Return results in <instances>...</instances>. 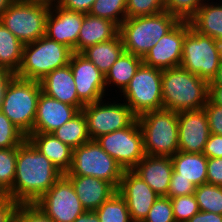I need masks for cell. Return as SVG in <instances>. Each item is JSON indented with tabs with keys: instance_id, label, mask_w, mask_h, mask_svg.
Masks as SVG:
<instances>
[{
	"instance_id": "obj_23",
	"label": "cell",
	"mask_w": 222,
	"mask_h": 222,
	"mask_svg": "<svg viewBox=\"0 0 222 222\" xmlns=\"http://www.w3.org/2000/svg\"><path fill=\"white\" fill-rule=\"evenodd\" d=\"M119 35V26L108 19L84 14L77 41V53L95 44L112 40Z\"/></svg>"
},
{
	"instance_id": "obj_35",
	"label": "cell",
	"mask_w": 222,
	"mask_h": 222,
	"mask_svg": "<svg viewBox=\"0 0 222 222\" xmlns=\"http://www.w3.org/2000/svg\"><path fill=\"white\" fill-rule=\"evenodd\" d=\"M17 147L0 149V183L8 191L14 183Z\"/></svg>"
},
{
	"instance_id": "obj_4",
	"label": "cell",
	"mask_w": 222,
	"mask_h": 222,
	"mask_svg": "<svg viewBox=\"0 0 222 222\" xmlns=\"http://www.w3.org/2000/svg\"><path fill=\"white\" fill-rule=\"evenodd\" d=\"M41 92L39 81L13 75L2 94L0 111L26 136L33 130Z\"/></svg>"
},
{
	"instance_id": "obj_41",
	"label": "cell",
	"mask_w": 222,
	"mask_h": 222,
	"mask_svg": "<svg viewBox=\"0 0 222 222\" xmlns=\"http://www.w3.org/2000/svg\"><path fill=\"white\" fill-rule=\"evenodd\" d=\"M196 185L190 180L177 178V173L173 170L171 181L169 183L167 197L173 198L194 194Z\"/></svg>"
},
{
	"instance_id": "obj_2",
	"label": "cell",
	"mask_w": 222,
	"mask_h": 222,
	"mask_svg": "<svg viewBox=\"0 0 222 222\" xmlns=\"http://www.w3.org/2000/svg\"><path fill=\"white\" fill-rule=\"evenodd\" d=\"M163 109L201 110L209 99V82L182 67L162 70Z\"/></svg>"
},
{
	"instance_id": "obj_38",
	"label": "cell",
	"mask_w": 222,
	"mask_h": 222,
	"mask_svg": "<svg viewBox=\"0 0 222 222\" xmlns=\"http://www.w3.org/2000/svg\"><path fill=\"white\" fill-rule=\"evenodd\" d=\"M165 11L164 0H126V18L154 15Z\"/></svg>"
},
{
	"instance_id": "obj_16",
	"label": "cell",
	"mask_w": 222,
	"mask_h": 222,
	"mask_svg": "<svg viewBox=\"0 0 222 222\" xmlns=\"http://www.w3.org/2000/svg\"><path fill=\"white\" fill-rule=\"evenodd\" d=\"M117 192L126 201L132 222H143L159 197L133 170H124Z\"/></svg>"
},
{
	"instance_id": "obj_34",
	"label": "cell",
	"mask_w": 222,
	"mask_h": 222,
	"mask_svg": "<svg viewBox=\"0 0 222 222\" xmlns=\"http://www.w3.org/2000/svg\"><path fill=\"white\" fill-rule=\"evenodd\" d=\"M207 0H164L165 11L179 21L189 22Z\"/></svg>"
},
{
	"instance_id": "obj_43",
	"label": "cell",
	"mask_w": 222,
	"mask_h": 222,
	"mask_svg": "<svg viewBox=\"0 0 222 222\" xmlns=\"http://www.w3.org/2000/svg\"><path fill=\"white\" fill-rule=\"evenodd\" d=\"M207 184L222 187V157L207 158Z\"/></svg>"
},
{
	"instance_id": "obj_27",
	"label": "cell",
	"mask_w": 222,
	"mask_h": 222,
	"mask_svg": "<svg viewBox=\"0 0 222 222\" xmlns=\"http://www.w3.org/2000/svg\"><path fill=\"white\" fill-rule=\"evenodd\" d=\"M142 63V58L124 51L105 75L107 95L109 91H112L111 87L115 88L113 89L115 93L120 94L129 84Z\"/></svg>"
},
{
	"instance_id": "obj_40",
	"label": "cell",
	"mask_w": 222,
	"mask_h": 222,
	"mask_svg": "<svg viewBox=\"0 0 222 222\" xmlns=\"http://www.w3.org/2000/svg\"><path fill=\"white\" fill-rule=\"evenodd\" d=\"M16 222H53L35 204H20L16 212Z\"/></svg>"
},
{
	"instance_id": "obj_42",
	"label": "cell",
	"mask_w": 222,
	"mask_h": 222,
	"mask_svg": "<svg viewBox=\"0 0 222 222\" xmlns=\"http://www.w3.org/2000/svg\"><path fill=\"white\" fill-rule=\"evenodd\" d=\"M203 109L207 114L210 132L222 135V106H218L208 99Z\"/></svg>"
},
{
	"instance_id": "obj_11",
	"label": "cell",
	"mask_w": 222,
	"mask_h": 222,
	"mask_svg": "<svg viewBox=\"0 0 222 222\" xmlns=\"http://www.w3.org/2000/svg\"><path fill=\"white\" fill-rule=\"evenodd\" d=\"M219 66L217 41L199 34L189 22V31L183 41L180 67L210 82Z\"/></svg>"
},
{
	"instance_id": "obj_54",
	"label": "cell",
	"mask_w": 222,
	"mask_h": 222,
	"mask_svg": "<svg viewBox=\"0 0 222 222\" xmlns=\"http://www.w3.org/2000/svg\"><path fill=\"white\" fill-rule=\"evenodd\" d=\"M8 191L3 187V185L0 183V201H4L6 199H9Z\"/></svg>"
},
{
	"instance_id": "obj_26",
	"label": "cell",
	"mask_w": 222,
	"mask_h": 222,
	"mask_svg": "<svg viewBox=\"0 0 222 222\" xmlns=\"http://www.w3.org/2000/svg\"><path fill=\"white\" fill-rule=\"evenodd\" d=\"M213 1L207 0L203 3L189 22L199 34L217 41L222 39V1Z\"/></svg>"
},
{
	"instance_id": "obj_1",
	"label": "cell",
	"mask_w": 222,
	"mask_h": 222,
	"mask_svg": "<svg viewBox=\"0 0 222 222\" xmlns=\"http://www.w3.org/2000/svg\"><path fill=\"white\" fill-rule=\"evenodd\" d=\"M63 173L28 139L17 147L16 172L9 197L19 204H34Z\"/></svg>"
},
{
	"instance_id": "obj_6",
	"label": "cell",
	"mask_w": 222,
	"mask_h": 222,
	"mask_svg": "<svg viewBox=\"0 0 222 222\" xmlns=\"http://www.w3.org/2000/svg\"><path fill=\"white\" fill-rule=\"evenodd\" d=\"M72 51L46 35L23 46L22 63L16 76L41 81L48 73L69 64Z\"/></svg>"
},
{
	"instance_id": "obj_13",
	"label": "cell",
	"mask_w": 222,
	"mask_h": 222,
	"mask_svg": "<svg viewBox=\"0 0 222 222\" xmlns=\"http://www.w3.org/2000/svg\"><path fill=\"white\" fill-rule=\"evenodd\" d=\"M34 204L53 222H74L86 211L64 174Z\"/></svg>"
},
{
	"instance_id": "obj_31",
	"label": "cell",
	"mask_w": 222,
	"mask_h": 222,
	"mask_svg": "<svg viewBox=\"0 0 222 222\" xmlns=\"http://www.w3.org/2000/svg\"><path fill=\"white\" fill-rule=\"evenodd\" d=\"M100 222H132L126 201L116 192L95 210Z\"/></svg>"
},
{
	"instance_id": "obj_51",
	"label": "cell",
	"mask_w": 222,
	"mask_h": 222,
	"mask_svg": "<svg viewBox=\"0 0 222 222\" xmlns=\"http://www.w3.org/2000/svg\"><path fill=\"white\" fill-rule=\"evenodd\" d=\"M209 85H222V64L218 67L215 76L209 82Z\"/></svg>"
},
{
	"instance_id": "obj_48",
	"label": "cell",
	"mask_w": 222,
	"mask_h": 222,
	"mask_svg": "<svg viewBox=\"0 0 222 222\" xmlns=\"http://www.w3.org/2000/svg\"><path fill=\"white\" fill-rule=\"evenodd\" d=\"M209 99L214 104L222 106V85H209Z\"/></svg>"
},
{
	"instance_id": "obj_30",
	"label": "cell",
	"mask_w": 222,
	"mask_h": 222,
	"mask_svg": "<svg viewBox=\"0 0 222 222\" xmlns=\"http://www.w3.org/2000/svg\"><path fill=\"white\" fill-rule=\"evenodd\" d=\"M52 134L72 149L91 140L88 134L87 121L82 111L60 128L54 130Z\"/></svg>"
},
{
	"instance_id": "obj_14",
	"label": "cell",
	"mask_w": 222,
	"mask_h": 222,
	"mask_svg": "<svg viewBox=\"0 0 222 222\" xmlns=\"http://www.w3.org/2000/svg\"><path fill=\"white\" fill-rule=\"evenodd\" d=\"M69 65L78 98L86 105L108 98L105 75L81 53H72Z\"/></svg>"
},
{
	"instance_id": "obj_8",
	"label": "cell",
	"mask_w": 222,
	"mask_h": 222,
	"mask_svg": "<svg viewBox=\"0 0 222 222\" xmlns=\"http://www.w3.org/2000/svg\"><path fill=\"white\" fill-rule=\"evenodd\" d=\"M50 6L14 0L2 13L0 22L24 45L46 35V19Z\"/></svg>"
},
{
	"instance_id": "obj_15",
	"label": "cell",
	"mask_w": 222,
	"mask_h": 222,
	"mask_svg": "<svg viewBox=\"0 0 222 222\" xmlns=\"http://www.w3.org/2000/svg\"><path fill=\"white\" fill-rule=\"evenodd\" d=\"M189 31V22L179 21L146 54L143 63L160 70L179 67L183 41Z\"/></svg>"
},
{
	"instance_id": "obj_22",
	"label": "cell",
	"mask_w": 222,
	"mask_h": 222,
	"mask_svg": "<svg viewBox=\"0 0 222 222\" xmlns=\"http://www.w3.org/2000/svg\"><path fill=\"white\" fill-rule=\"evenodd\" d=\"M87 211H95L117 192L109 182L92 176H66Z\"/></svg>"
},
{
	"instance_id": "obj_28",
	"label": "cell",
	"mask_w": 222,
	"mask_h": 222,
	"mask_svg": "<svg viewBox=\"0 0 222 222\" xmlns=\"http://www.w3.org/2000/svg\"><path fill=\"white\" fill-rule=\"evenodd\" d=\"M124 51L122 39L118 35L112 40L88 47L81 54L91 61L102 74L106 75Z\"/></svg>"
},
{
	"instance_id": "obj_37",
	"label": "cell",
	"mask_w": 222,
	"mask_h": 222,
	"mask_svg": "<svg viewBox=\"0 0 222 222\" xmlns=\"http://www.w3.org/2000/svg\"><path fill=\"white\" fill-rule=\"evenodd\" d=\"M170 199L175 222H187L200 211L194 194Z\"/></svg>"
},
{
	"instance_id": "obj_9",
	"label": "cell",
	"mask_w": 222,
	"mask_h": 222,
	"mask_svg": "<svg viewBox=\"0 0 222 222\" xmlns=\"http://www.w3.org/2000/svg\"><path fill=\"white\" fill-rule=\"evenodd\" d=\"M162 70L142 63L126 88L119 94L136 117L163 108ZM123 98V99H122Z\"/></svg>"
},
{
	"instance_id": "obj_33",
	"label": "cell",
	"mask_w": 222,
	"mask_h": 222,
	"mask_svg": "<svg viewBox=\"0 0 222 222\" xmlns=\"http://www.w3.org/2000/svg\"><path fill=\"white\" fill-rule=\"evenodd\" d=\"M89 14L108 19L120 26L126 19V0H96Z\"/></svg>"
},
{
	"instance_id": "obj_3",
	"label": "cell",
	"mask_w": 222,
	"mask_h": 222,
	"mask_svg": "<svg viewBox=\"0 0 222 222\" xmlns=\"http://www.w3.org/2000/svg\"><path fill=\"white\" fill-rule=\"evenodd\" d=\"M179 20L169 12L126 18L119 26L125 52L144 58L149 50L167 34Z\"/></svg>"
},
{
	"instance_id": "obj_12",
	"label": "cell",
	"mask_w": 222,
	"mask_h": 222,
	"mask_svg": "<svg viewBox=\"0 0 222 222\" xmlns=\"http://www.w3.org/2000/svg\"><path fill=\"white\" fill-rule=\"evenodd\" d=\"M96 141L123 170H132L145 156L137 119L130 126L102 135Z\"/></svg>"
},
{
	"instance_id": "obj_10",
	"label": "cell",
	"mask_w": 222,
	"mask_h": 222,
	"mask_svg": "<svg viewBox=\"0 0 222 222\" xmlns=\"http://www.w3.org/2000/svg\"><path fill=\"white\" fill-rule=\"evenodd\" d=\"M112 99L113 101H111ZM114 99L115 97H112L89 103L81 109L87 121L88 134L91 140L126 128L137 119L123 100Z\"/></svg>"
},
{
	"instance_id": "obj_49",
	"label": "cell",
	"mask_w": 222,
	"mask_h": 222,
	"mask_svg": "<svg viewBox=\"0 0 222 222\" xmlns=\"http://www.w3.org/2000/svg\"><path fill=\"white\" fill-rule=\"evenodd\" d=\"M12 77L13 74L10 71L0 67V103L5 87Z\"/></svg>"
},
{
	"instance_id": "obj_50",
	"label": "cell",
	"mask_w": 222,
	"mask_h": 222,
	"mask_svg": "<svg viewBox=\"0 0 222 222\" xmlns=\"http://www.w3.org/2000/svg\"><path fill=\"white\" fill-rule=\"evenodd\" d=\"M74 222H100L96 211L83 212Z\"/></svg>"
},
{
	"instance_id": "obj_39",
	"label": "cell",
	"mask_w": 222,
	"mask_h": 222,
	"mask_svg": "<svg viewBox=\"0 0 222 222\" xmlns=\"http://www.w3.org/2000/svg\"><path fill=\"white\" fill-rule=\"evenodd\" d=\"M143 222H175L171 199L167 196H159Z\"/></svg>"
},
{
	"instance_id": "obj_52",
	"label": "cell",
	"mask_w": 222,
	"mask_h": 222,
	"mask_svg": "<svg viewBox=\"0 0 222 222\" xmlns=\"http://www.w3.org/2000/svg\"><path fill=\"white\" fill-rule=\"evenodd\" d=\"M27 2L39 3L48 6H56L59 4L60 0H25Z\"/></svg>"
},
{
	"instance_id": "obj_44",
	"label": "cell",
	"mask_w": 222,
	"mask_h": 222,
	"mask_svg": "<svg viewBox=\"0 0 222 222\" xmlns=\"http://www.w3.org/2000/svg\"><path fill=\"white\" fill-rule=\"evenodd\" d=\"M202 153L207 158L222 157V135L211 133Z\"/></svg>"
},
{
	"instance_id": "obj_20",
	"label": "cell",
	"mask_w": 222,
	"mask_h": 222,
	"mask_svg": "<svg viewBox=\"0 0 222 222\" xmlns=\"http://www.w3.org/2000/svg\"><path fill=\"white\" fill-rule=\"evenodd\" d=\"M39 82L42 92L47 96L77 107L80 111L85 106L78 98L74 77L69 64L48 73Z\"/></svg>"
},
{
	"instance_id": "obj_53",
	"label": "cell",
	"mask_w": 222,
	"mask_h": 222,
	"mask_svg": "<svg viewBox=\"0 0 222 222\" xmlns=\"http://www.w3.org/2000/svg\"><path fill=\"white\" fill-rule=\"evenodd\" d=\"M14 0H0V18L2 16V13L8 8V6L13 2Z\"/></svg>"
},
{
	"instance_id": "obj_17",
	"label": "cell",
	"mask_w": 222,
	"mask_h": 222,
	"mask_svg": "<svg viewBox=\"0 0 222 222\" xmlns=\"http://www.w3.org/2000/svg\"><path fill=\"white\" fill-rule=\"evenodd\" d=\"M84 13L51 6L46 19V36L77 53V41Z\"/></svg>"
},
{
	"instance_id": "obj_21",
	"label": "cell",
	"mask_w": 222,
	"mask_h": 222,
	"mask_svg": "<svg viewBox=\"0 0 222 222\" xmlns=\"http://www.w3.org/2000/svg\"><path fill=\"white\" fill-rule=\"evenodd\" d=\"M159 196H166L173 173L171 157L149 156L132 169Z\"/></svg>"
},
{
	"instance_id": "obj_32",
	"label": "cell",
	"mask_w": 222,
	"mask_h": 222,
	"mask_svg": "<svg viewBox=\"0 0 222 222\" xmlns=\"http://www.w3.org/2000/svg\"><path fill=\"white\" fill-rule=\"evenodd\" d=\"M200 211L222 214V187L202 184L194 192Z\"/></svg>"
},
{
	"instance_id": "obj_5",
	"label": "cell",
	"mask_w": 222,
	"mask_h": 222,
	"mask_svg": "<svg viewBox=\"0 0 222 222\" xmlns=\"http://www.w3.org/2000/svg\"><path fill=\"white\" fill-rule=\"evenodd\" d=\"M137 121L145 155L172 157L178 152V112L162 108L142 114Z\"/></svg>"
},
{
	"instance_id": "obj_7",
	"label": "cell",
	"mask_w": 222,
	"mask_h": 222,
	"mask_svg": "<svg viewBox=\"0 0 222 222\" xmlns=\"http://www.w3.org/2000/svg\"><path fill=\"white\" fill-rule=\"evenodd\" d=\"M124 170L96 140L73 149L72 163L65 176H92L111 183L118 189Z\"/></svg>"
},
{
	"instance_id": "obj_25",
	"label": "cell",
	"mask_w": 222,
	"mask_h": 222,
	"mask_svg": "<svg viewBox=\"0 0 222 222\" xmlns=\"http://www.w3.org/2000/svg\"><path fill=\"white\" fill-rule=\"evenodd\" d=\"M171 161L177 178L190 180L196 186L207 183V157L203 153L178 151Z\"/></svg>"
},
{
	"instance_id": "obj_46",
	"label": "cell",
	"mask_w": 222,
	"mask_h": 222,
	"mask_svg": "<svg viewBox=\"0 0 222 222\" xmlns=\"http://www.w3.org/2000/svg\"><path fill=\"white\" fill-rule=\"evenodd\" d=\"M95 1L96 0H60L58 5L70 11L87 14Z\"/></svg>"
},
{
	"instance_id": "obj_24",
	"label": "cell",
	"mask_w": 222,
	"mask_h": 222,
	"mask_svg": "<svg viewBox=\"0 0 222 222\" xmlns=\"http://www.w3.org/2000/svg\"><path fill=\"white\" fill-rule=\"evenodd\" d=\"M27 139L63 174L70 169L73 149L58 140L52 133H30Z\"/></svg>"
},
{
	"instance_id": "obj_47",
	"label": "cell",
	"mask_w": 222,
	"mask_h": 222,
	"mask_svg": "<svg viewBox=\"0 0 222 222\" xmlns=\"http://www.w3.org/2000/svg\"><path fill=\"white\" fill-rule=\"evenodd\" d=\"M187 222H222V214L199 211Z\"/></svg>"
},
{
	"instance_id": "obj_19",
	"label": "cell",
	"mask_w": 222,
	"mask_h": 222,
	"mask_svg": "<svg viewBox=\"0 0 222 222\" xmlns=\"http://www.w3.org/2000/svg\"><path fill=\"white\" fill-rule=\"evenodd\" d=\"M77 107L63 103L41 92L31 133H52L77 115Z\"/></svg>"
},
{
	"instance_id": "obj_36",
	"label": "cell",
	"mask_w": 222,
	"mask_h": 222,
	"mask_svg": "<svg viewBox=\"0 0 222 222\" xmlns=\"http://www.w3.org/2000/svg\"><path fill=\"white\" fill-rule=\"evenodd\" d=\"M27 136L0 111V149L18 147Z\"/></svg>"
},
{
	"instance_id": "obj_29",
	"label": "cell",
	"mask_w": 222,
	"mask_h": 222,
	"mask_svg": "<svg viewBox=\"0 0 222 222\" xmlns=\"http://www.w3.org/2000/svg\"><path fill=\"white\" fill-rule=\"evenodd\" d=\"M23 46L0 22V67L16 75L22 63Z\"/></svg>"
},
{
	"instance_id": "obj_45",
	"label": "cell",
	"mask_w": 222,
	"mask_h": 222,
	"mask_svg": "<svg viewBox=\"0 0 222 222\" xmlns=\"http://www.w3.org/2000/svg\"><path fill=\"white\" fill-rule=\"evenodd\" d=\"M19 203L11 198L0 201V222H16Z\"/></svg>"
},
{
	"instance_id": "obj_18",
	"label": "cell",
	"mask_w": 222,
	"mask_h": 222,
	"mask_svg": "<svg viewBox=\"0 0 222 222\" xmlns=\"http://www.w3.org/2000/svg\"><path fill=\"white\" fill-rule=\"evenodd\" d=\"M210 134L204 109L178 112V151L202 153Z\"/></svg>"
},
{
	"instance_id": "obj_55",
	"label": "cell",
	"mask_w": 222,
	"mask_h": 222,
	"mask_svg": "<svg viewBox=\"0 0 222 222\" xmlns=\"http://www.w3.org/2000/svg\"><path fill=\"white\" fill-rule=\"evenodd\" d=\"M217 48L219 53L220 64H222V39L217 40Z\"/></svg>"
}]
</instances>
